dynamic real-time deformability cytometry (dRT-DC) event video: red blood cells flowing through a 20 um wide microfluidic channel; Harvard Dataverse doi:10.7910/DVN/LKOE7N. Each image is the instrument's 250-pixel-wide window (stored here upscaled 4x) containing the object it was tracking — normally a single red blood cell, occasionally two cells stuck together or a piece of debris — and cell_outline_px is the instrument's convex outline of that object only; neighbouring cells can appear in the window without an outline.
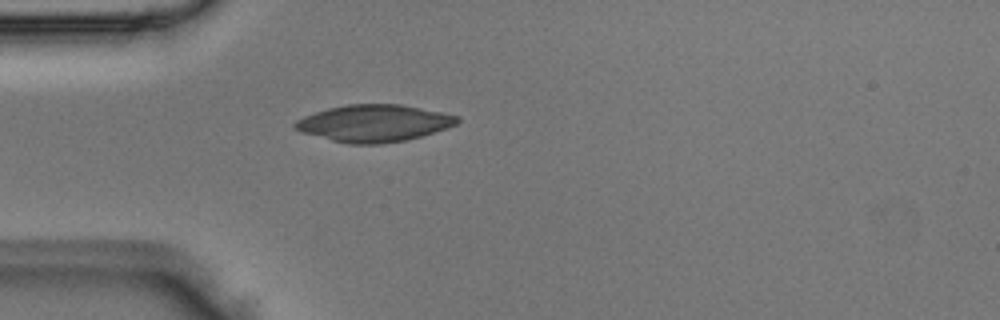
{"species": "Egyptian fruit bat (a non-hibernating species)", "species_latin": "Rousettus aegyptiacus", "temperature_condition": "room temperature", "stored_images_in_passage": 5, "camera_frame_rate_fps": 3000, "um_per_image_px": 0.085, "animal": {"sex": "male"}, "frame": {"image": 1, "passage_image": 5, "time_ms": 1.333, "image_size_px": [1000, 320], "cell_outline_px": [[460, 120], [456, 124], [448, 128], [420, 136], [404, 140], [380, 144], [348, 144], [300, 132], [292, 128], [292, 124], [296, 120], [304, 116], [328, 108], [348, 104], [400, 104], [460, 116]], "centroid_in_image_um": [31.76, 10.47], "position_along_channel_um": 53.2, "area_um2": 34.91}}